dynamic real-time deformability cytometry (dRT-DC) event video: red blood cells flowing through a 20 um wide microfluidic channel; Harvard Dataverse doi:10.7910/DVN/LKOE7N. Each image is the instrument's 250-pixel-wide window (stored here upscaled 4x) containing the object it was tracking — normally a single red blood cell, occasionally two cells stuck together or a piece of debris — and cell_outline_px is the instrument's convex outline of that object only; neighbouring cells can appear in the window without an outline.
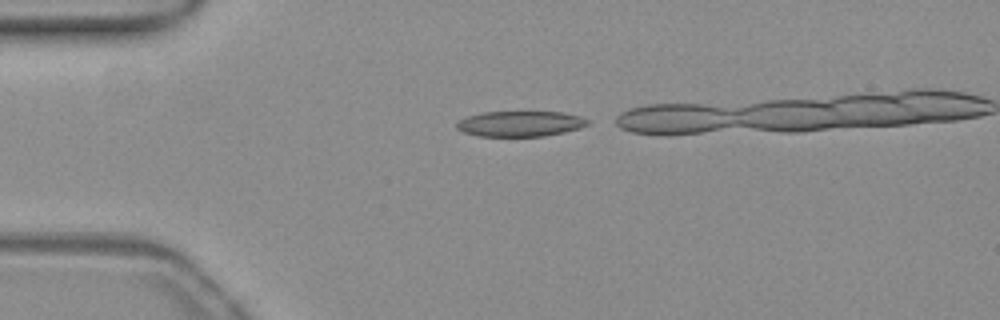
{"species": "common noctule bat (a hibernating species)", "species_latin": "Nyctalus noctula", "temperature_condition": "warm", "stored_images_in_passage": 11, "camera_frame_rate_fps": 3000, "um_per_image_px": 0.085, "animal": {"sex": "female", "body_mass_g": 19.3, "forearm_length_mm": 54.1}, "frame": {"image": 1, "passage_image": 1, "time_ms": 0.0, "image_size_px": [1000, 320], "cell_outline_px": [[588, 124], [580, 128], [564, 132], [544, 136], [476, 136], [464, 132], [456, 128], [456, 124], [460, 120], [468, 116], [484, 112], [560, 112], [580, 116], [588, 120]], "centroid_in_image_um": [44.21, 10.52], "position_along_channel_um": 40.8, "area_um2": 19.31}}
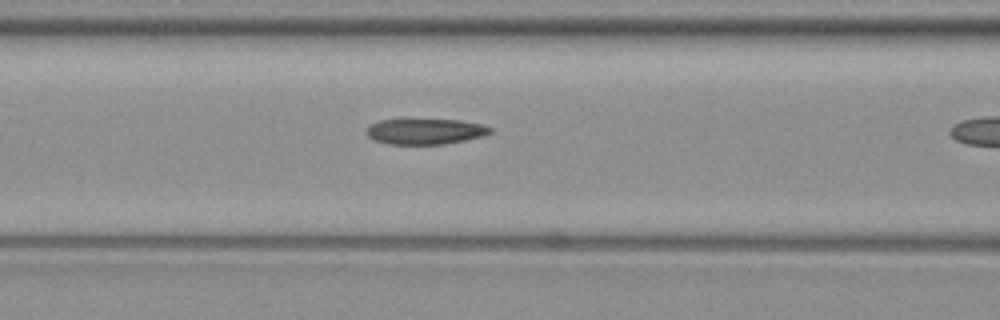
{"frame": {"image": 2, "passage_image": 10, "time_ms": 3.0, "image_size_px": [1000, 320], "cell_outline_px": [[492, 132], [484, 136], [444, 144], [388, 144], [372, 140], [364, 132], [372, 124], [380, 120], [404, 116], [460, 120], [480, 124], [492, 128]], "centroid_in_image_um": [36.08, 11.12], "position_along_channel_um": 130.5, "area_um2": 19.54}}